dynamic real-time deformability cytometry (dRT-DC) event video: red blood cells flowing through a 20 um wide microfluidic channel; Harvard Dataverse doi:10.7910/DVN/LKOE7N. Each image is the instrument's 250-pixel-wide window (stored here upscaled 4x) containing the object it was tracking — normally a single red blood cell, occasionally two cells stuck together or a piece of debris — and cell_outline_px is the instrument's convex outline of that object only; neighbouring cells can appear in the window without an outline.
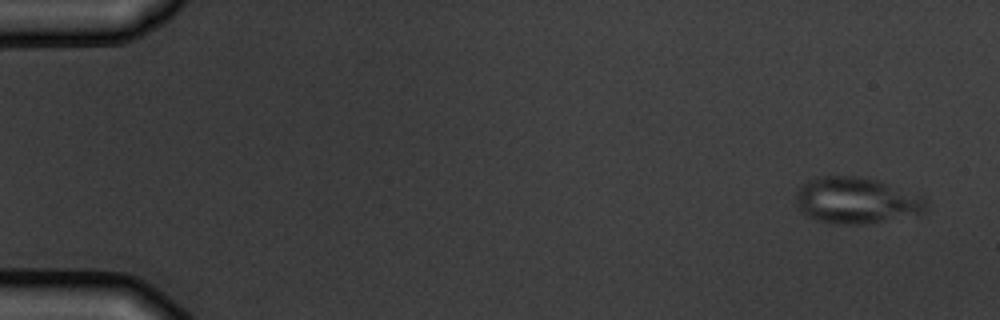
{"species": "common noctule bat (a hibernating species)", "species_latin": "Nyctalus noctula", "temperature_condition": "warm", "stored_images_in_passage": 5, "camera_frame_rate_fps": 3000, "um_per_image_px": 0.085, "animal": {"sex": "male", "body_mass_g": 19.5, "forearm_length_mm": 54.6}, "frame": {"image": 1, "passage_image": 1, "time_ms": 0.0, "image_size_px": [1000, 320], "cell_outline_px": [[928, 204], [924, 212], [864, 224], [836, 224], [820, 220], [808, 216], [800, 208], [796, 200], [796, 196], [800, 188], [808, 180], [816, 176], [860, 176], [876, 180], [924, 196]], "centroid_in_image_um": [72.8, 17.02], "position_along_channel_um": 12.2, "area_um2": 34.56}}